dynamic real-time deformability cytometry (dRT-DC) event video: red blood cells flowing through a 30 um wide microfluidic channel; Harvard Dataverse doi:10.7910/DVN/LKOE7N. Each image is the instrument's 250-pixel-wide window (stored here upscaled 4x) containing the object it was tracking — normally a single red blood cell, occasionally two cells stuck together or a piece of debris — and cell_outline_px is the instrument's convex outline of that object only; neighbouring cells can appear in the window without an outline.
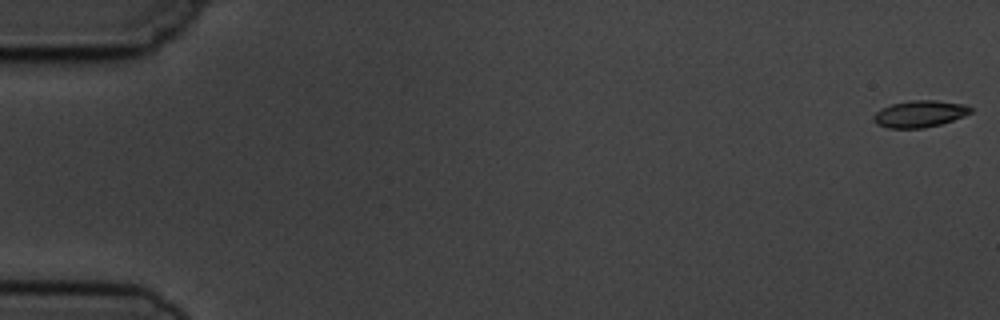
{"species": "common noctule bat (a hibernating species)", "species_latin": "Nyctalus noctula", "temperature_condition": "cold", "stored_images_in_passage": 8, "camera_frame_rate_fps": 3000, "um_per_image_px": 0.085, "animal": {"sex": "male", "body_mass_g": 19.5, "forearm_length_mm": 54.6}, "frame": {"image": 1, "passage_image": 1, "time_ms": 0.0, "image_size_px": [1000, 320], "cell_outline_px": [[972, 112], [964, 116], [940, 124], [924, 128], [888, 128], [876, 124], [872, 120], [872, 116], [880, 108], [892, 104], [912, 100], [936, 100], [964, 104], [972, 108]], "centroid_in_image_um": [78.14, 9.68], "position_along_channel_um": 6.9, "area_um2": 15.2}}
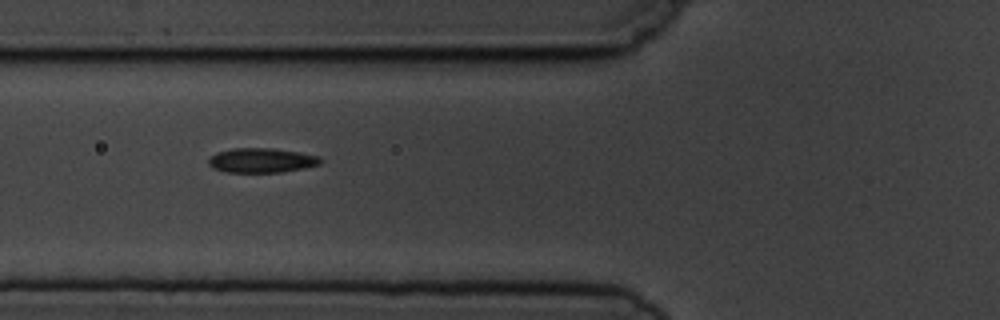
{"frame": {"image": 2, "passage_image": 7, "time_ms": 6.667, "image_size_px": [1000, 320], "cell_outline_px": [[324, 160], [320, 164], [304, 168], [280, 172], [228, 172], [212, 168], [208, 164], [208, 160], [216, 152], [232, 148], [272, 148], [300, 152], [320, 156]], "centroid_in_image_um": [22.25, 13.62], "position_along_channel_um": 103.5, "area_um2": 16.13}}
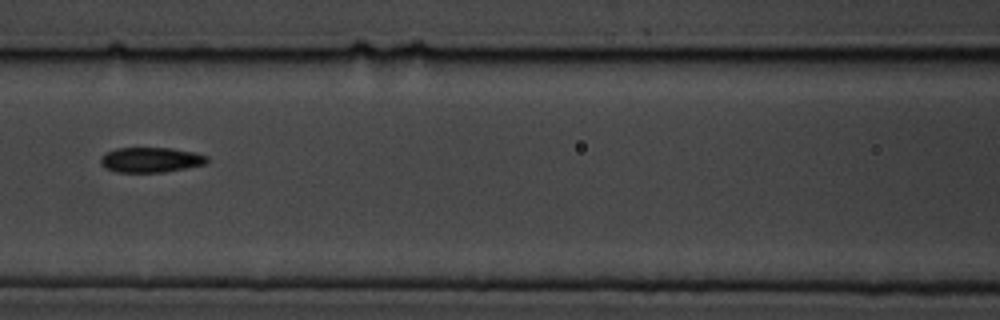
{"frame": {"image": 3, "passage_image": 8, "time_ms": 8.0, "image_size_px": [1000, 320], "cell_outline_px": [[208, 160], [204, 164], [164, 172], [116, 172], [104, 168], [100, 164], [100, 156], [116, 148], [172, 148], [192, 152], [208, 156]], "centroid_in_image_um": [12.76, 13.59], "position_along_channel_um": 153.8, "area_um2": 15.49}}